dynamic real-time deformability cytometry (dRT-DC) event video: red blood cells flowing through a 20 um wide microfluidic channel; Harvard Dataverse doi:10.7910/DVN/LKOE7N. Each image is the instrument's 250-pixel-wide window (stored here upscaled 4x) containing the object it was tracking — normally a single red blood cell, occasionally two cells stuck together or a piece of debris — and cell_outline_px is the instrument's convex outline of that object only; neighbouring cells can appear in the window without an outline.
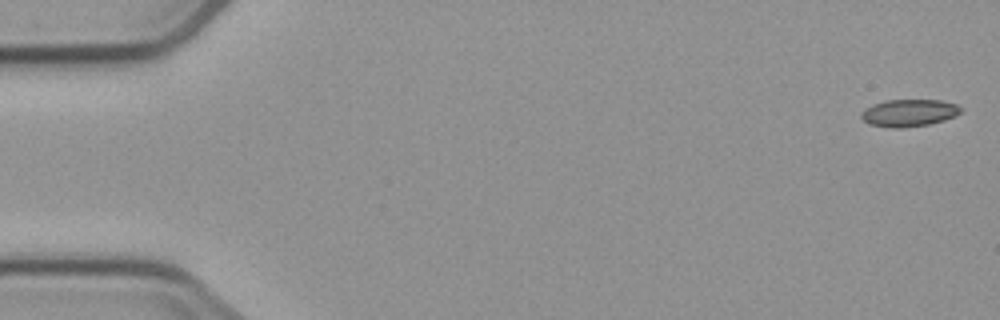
{"species": "common noctule bat (a hibernating species)", "species_latin": "Nyctalus noctula", "temperature_condition": "cold", "stored_images_in_passage": 6, "segment_of_instrument_passage": [1, 2], "camera_frame_rate_fps": 3000, "um_per_image_px": 0.085, "animal": {"sex": "male", "body_mass_g": 23.1, "forearm_length_mm": 52.7}, "frame": {"image": 1, "passage_image": 1, "time_ms": 0.0, "image_size_px": [1000, 320], "cell_outline_px": [[964, 108], [956, 116], [944, 120], [928, 124], [904, 128], [888, 128], [868, 124], [860, 116], [860, 112], [864, 108], [872, 104], [884, 100], [940, 100], [956, 104]], "centroid_in_image_um": [77.23, 9.6], "position_along_channel_um": 7.8, "area_um2": 16.07}}